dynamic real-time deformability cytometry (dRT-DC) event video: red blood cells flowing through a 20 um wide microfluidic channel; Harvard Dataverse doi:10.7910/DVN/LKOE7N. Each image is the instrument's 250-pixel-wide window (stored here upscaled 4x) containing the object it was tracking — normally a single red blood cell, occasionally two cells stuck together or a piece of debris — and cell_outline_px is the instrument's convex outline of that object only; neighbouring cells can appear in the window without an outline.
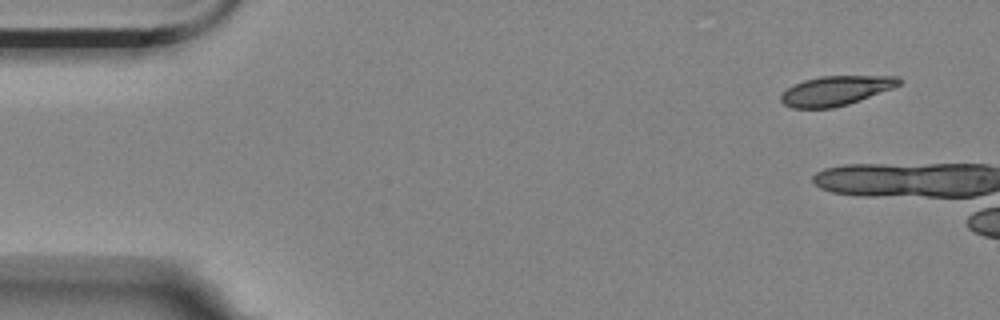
{"species": "Egyptian fruit bat (a non-hibernating species)", "species_latin": "Rousettus aegyptiacus", "temperature_condition": "room temperature", "stored_images_in_passage": 3, "camera_frame_rate_fps": 3000, "um_per_image_px": 0.085, "animal": {"sex": "female"}, "frame": {"image": 1, "passage_image": 1, "time_ms": 0.0, "image_size_px": [1000, 320], "cell_outline_px": [[904, 80], [900, 84], [892, 88], [860, 100], [848, 104], [832, 108], [792, 108], [784, 104], [780, 100], [780, 96], [788, 88], [804, 80], [820, 76], [896, 76]], "centroid_in_image_um": [71.05, 7.71], "position_along_channel_um": 13.9, "area_um2": 20.17}}